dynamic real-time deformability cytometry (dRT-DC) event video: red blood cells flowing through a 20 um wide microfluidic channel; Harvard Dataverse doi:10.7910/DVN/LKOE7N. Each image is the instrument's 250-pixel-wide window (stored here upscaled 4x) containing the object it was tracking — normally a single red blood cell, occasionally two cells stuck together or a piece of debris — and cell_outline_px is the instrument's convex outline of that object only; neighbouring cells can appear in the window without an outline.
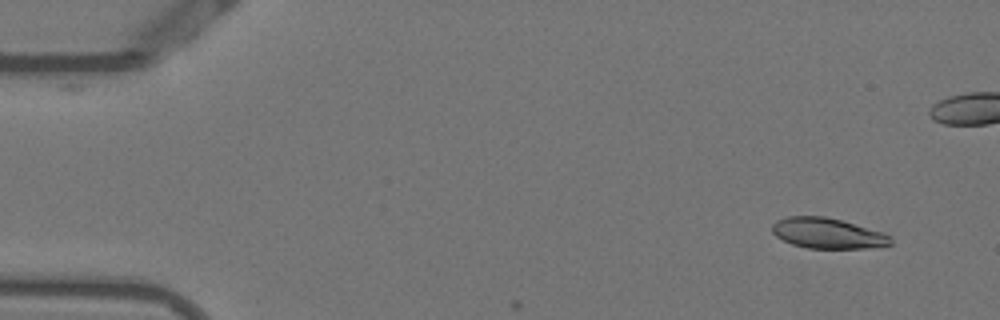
{"species": "Egyptian fruit bat (a non-hibernating species)", "species_latin": "Rousettus aegyptiacus", "temperature_condition": "warm", "stored_images_in_passage": 8, "camera_frame_rate_fps": 3000, "um_per_image_px": 0.085, "animal": {"sex": "female"}, "frame": {"image": 1, "passage_image": 4, "time_ms": 1.0, "image_size_px": [1000, 320], "cell_outline_px": [[892, 244], [864, 248], [808, 248], [792, 244], [776, 236], [772, 232], [772, 224], [776, 220], [788, 216], [824, 216], [840, 220], [884, 232], [892, 236]], "centroid_in_image_um": [70.34, 19.82], "position_along_channel_um": 14.7, "area_um2": 20.98}}